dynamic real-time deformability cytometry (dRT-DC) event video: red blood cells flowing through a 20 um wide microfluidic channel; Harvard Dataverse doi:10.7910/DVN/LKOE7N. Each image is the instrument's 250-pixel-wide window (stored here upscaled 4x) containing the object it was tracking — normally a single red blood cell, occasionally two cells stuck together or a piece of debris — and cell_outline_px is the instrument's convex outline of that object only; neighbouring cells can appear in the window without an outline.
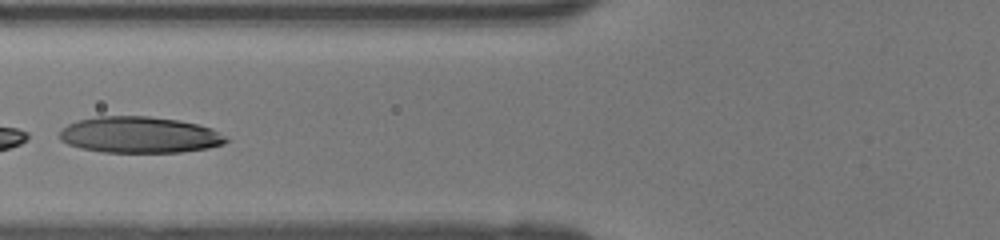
{"species": "human", "species_latin": "Homo sapiens", "temperature_condition": "room temperature", "stored_images_in_passage": 38, "segment_of_instrument_passage": [2, 2], "camera_frame_rate_fps": 3000, "um_per_image_px": 0.085, "donor": {"sex": "female"}, "frame": {"image": 1, "passage_image": 13, "time_ms": 4.0, "image_size_px": [1000, 240], "cell_outline_px": [[232, 140], [224, 144], [208, 148], [180, 152], [104, 152], [80, 148], [68, 144], [60, 140], [60, 132], [68, 124], [80, 120], [96, 116], [148, 116], [180, 120], [212, 128], [220, 132]], "centroid_in_image_um": [11.91, 11.46], "position_along_channel_um": 113.9, "area_um2": 35.32}}
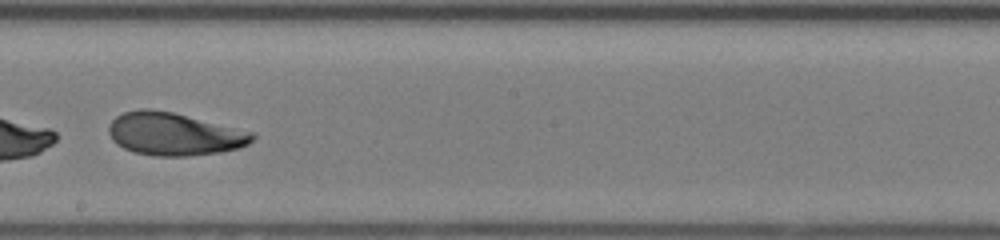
{"frame": {"image": 2, "passage_image": 21, "time_ms": 6.667, "image_size_px": [1000, 240], "cell_outline_px": [[256, 136], [248, 144], [240, 148], [220, 152], [188, 156], [152, 156], [132, 152], [116, 144], [112, 140], [108, 132], [108, 128], [112, 120], [116, 116], [124, 112], [140, 108], [152, 108], [172, 112], [256, 132]], "centroid_in_image_um": [14.8, 11.39], "position_along_channel_um": 233.4, "area_um2": 36.18}}
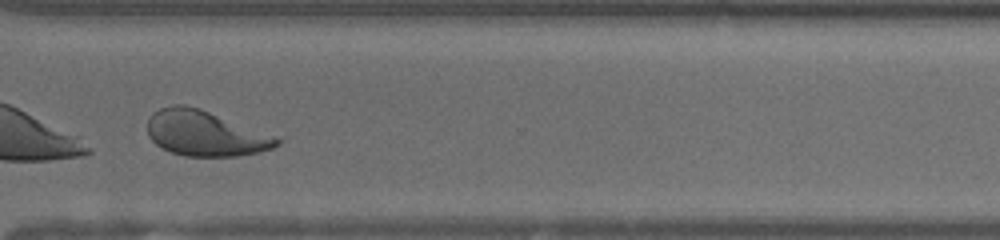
{"frame": {"image": 3, "passage_image": 29, "time_ms": 9.333, "image_size_px": [1000, 240], "cell_outline_px": [[284, 140], [280, 144], [272, 148], [260, 152], [236, 156], [184, 156], [160, 148], [148, 136], [148, 116], [152, 112], [160, 108], [172, 104], [184, 104], [200, 108], [284, 136]], "centroid_in_image_um": [17.54, 11.32], "position_along_channel_um": 353.1, "area_um2": 35.37}}